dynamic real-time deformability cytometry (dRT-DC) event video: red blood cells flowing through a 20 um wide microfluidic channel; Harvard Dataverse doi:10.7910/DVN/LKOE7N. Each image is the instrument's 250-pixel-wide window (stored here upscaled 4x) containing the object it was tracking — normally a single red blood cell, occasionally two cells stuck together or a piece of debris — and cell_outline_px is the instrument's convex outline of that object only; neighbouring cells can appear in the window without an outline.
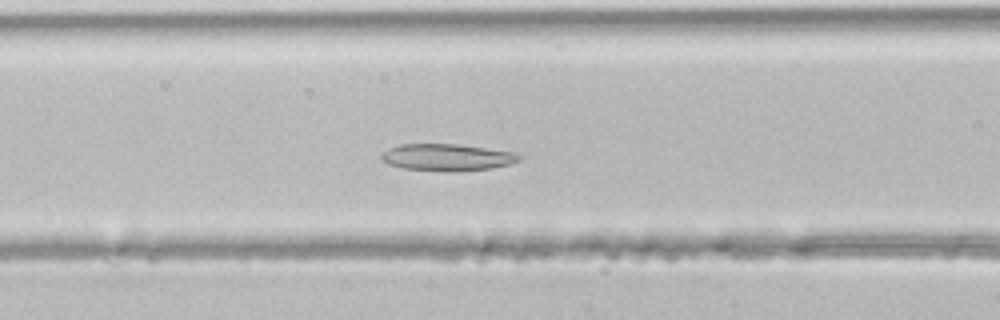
{"species": "common noctule bat (a hibernating species)", "species_latin": "Nyctalus noctula", "temperature_condition": "room temperature", "stored_images_in_passage": 44, "camera_frame_rate_fps": 3000, "um_per_image_px": 0.085, "animal": {"sex": "male", "body_mass_g": 21.5, "forearm_length_mm": 52.0}, "frame": {"image": 1, "passage_image": 18, "time_ms": 5.667, "image_size_px": [1000, 320], "cell_outline_px": [[524, 156], [520, 160], [508, 164], [492, 168], [460, 172], [444, 172], [404, 168], [388, 164], [380, 160], [380, 156], [388, 148], [400, 144], [456, 144], [516, 152]], "centroid_in_image_um": [38.01, 13.38], "position_along_channel_um": 128.6, "area_um2": 21.91}}
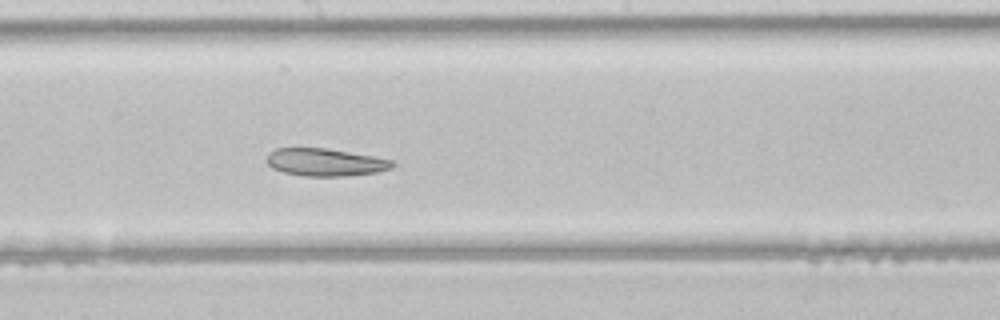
{"frame": {"image": 2, "passage_image": 24, "time_ms": 7.667, "image_size_px": [1000, 320], "cell_outline_px": [[396, 164], [388, 168], [376, 172], [348, 176], [304, 176], [284, 172], [272, 168], [268, 164], [268, 152], [276, 148], [328, 148], [372, 156], [392, 160]], "centroid_in_image_um": [27.63, 13.79], "position_along_channel_um": 220.6, "area_um2": 20.06}}
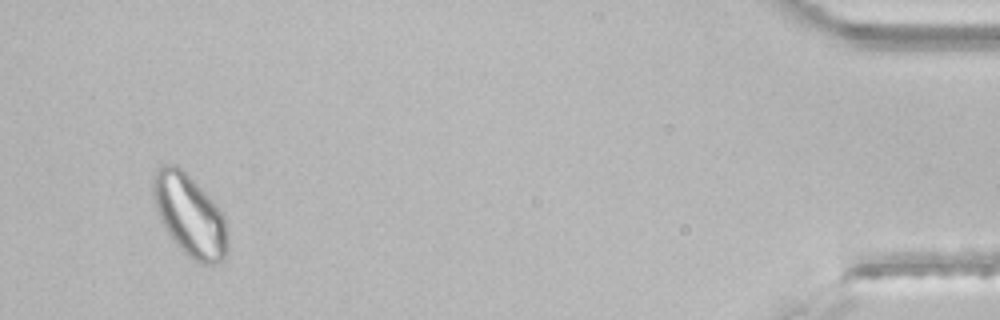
{"frame": {"image": 3, "passage_image": 42, "time_ms": 13.667, "image_size_px": [1000, 320], "cell_outline_px": [[228, 248], [224, 256], [216, 264], [204, 264], [188, 256], [176, 244], [160, 220], [156, 212], [152, 196], [152, 176], [160, 164], [176, 164], [216, 204], [224, 216], [228, 232]], "centroid_in_image_um": [16.1, 18.29], "position_along_channel_um": 419.1, "area_um2": 35.32}}